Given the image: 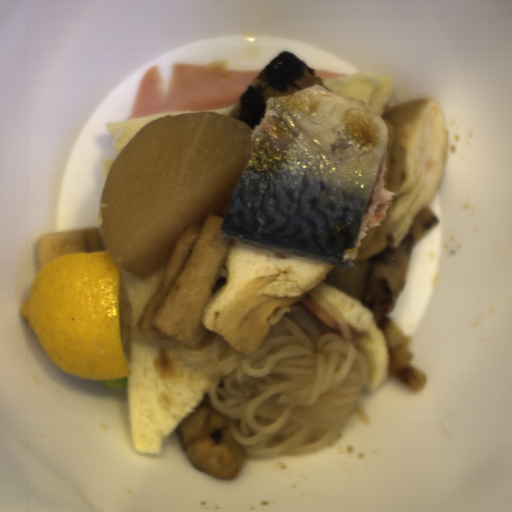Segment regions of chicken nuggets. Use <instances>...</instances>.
<instances>
[{
  "label": "chicken nuggets",
  "instance_id": "1",
  "mask_svg": "<svg viewBox=\"0 0 512 512\" xmlns=\"http://www.w3.org/2000/svg\"><path fill=\"white\" fill-rule=\"evenodd\" d=\"M176 433L192 467L222 480L243 473L248 457L242 444L231 436L226 416L214 408L207 393Z\"/></svg>",
  "mask_w": 512,
  "mask_h": 512
},
{
  "label": "chicken nuggets",
  "instance_id": "2",
  "mask_svg": "<svg viewBox=\"0 0 512 512\" xmlns=\"http://www.w3.org/2000/svg\"><path fill=\"white\" fill-rule=\"evenodd\" d=\"M415 237L409 230L398 248L387 247L370 257L362 303L382 319L390 314L409 272Z\"/></svg>",
  "mask_w": 512,
  "mask_h": 512
}]
</instances>
